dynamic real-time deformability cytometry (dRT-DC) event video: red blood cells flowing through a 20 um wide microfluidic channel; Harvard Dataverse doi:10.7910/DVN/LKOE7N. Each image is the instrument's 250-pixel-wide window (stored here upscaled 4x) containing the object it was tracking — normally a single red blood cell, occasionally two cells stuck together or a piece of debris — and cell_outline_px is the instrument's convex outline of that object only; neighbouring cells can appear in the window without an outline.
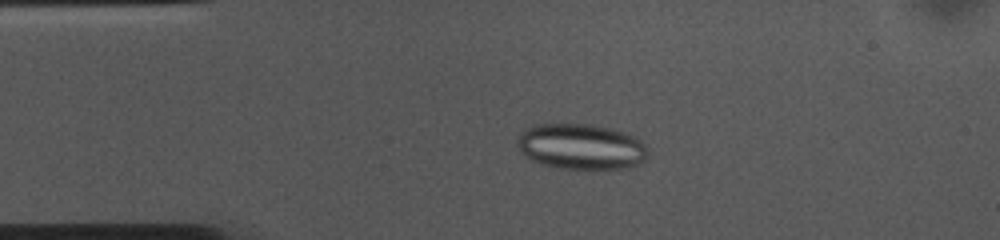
{"species": "common noctule bat (a hibernating species)", "species_latin": "Nyctalus noctula", "temperature_condition": "cold", "stored_images_in_passage": 50, "camera_frame_rate_fps": 3000, "um_per_image_px": 0.085, "animal": {"sex": "female", "body_mass_g": 10.0, "forearm_length_mm": 53.1}, "frame": {"image": 1, "passage_image": 7, "time_ms": 2.0, "image_size_px": [1000, 240], "cell_outline_px": [[648, 152], [644, 160], [628, 168], [552, 168], [532, 160], [520, 152], [516, 144], [516, 140], [524, 128], [536, 124], [592, 124], [612, 128], [628, 132], [640, 140], [648, 148]], "centroid_in_image_um": [49.37, 12.44], "position_along_channel_um": 35.6, "area_um2": 35.03}}
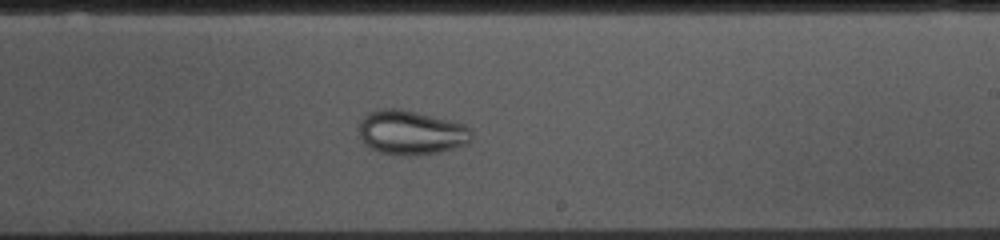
{"frame": {"image": 2, "passage_image": 27, "time_ms": 8.667, "image_size_px": [1000, 240], "cell_outline_px": [[472, 140], [464, 144], [452, 148], [436, 152], [404, 156], [396, 156], [380, 152], [364, 144], [360, 136], [360, 120], [368, 112], [384, 108], [400, 108], [464, 124], [472, 128]], "centroid_in_image_um": [34.93, 11.26], "position_along_channel_um": 254.1, "area_um2": 28.96}}
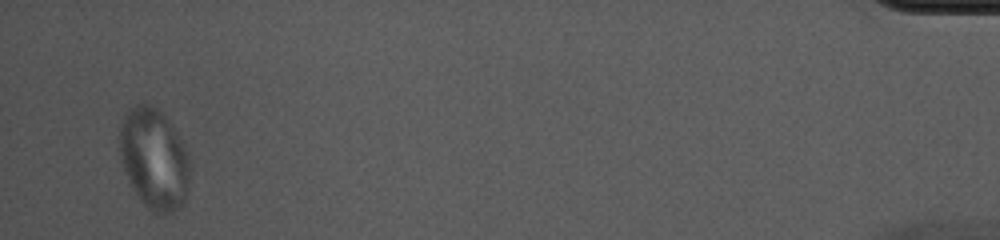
{"frame": {"image": 3, "passage_image": 48, "time_ms": 15.667, "image_size_px": [1000, 240], "cell_outline_px": [[188, 180], [184, 200], [180, 208], [164, 216], [152, 212], [144, 204], [136, 192], [124, 172], [120, 160], [120, 124], [128, 108], [136, 104], [152, 104], [168, 120], [184, 144], [188, 152]], "centroid_in_image_um": [13.08, 13.5], "position_along_channel_um": 422.1, "area_um2": 41.15}}